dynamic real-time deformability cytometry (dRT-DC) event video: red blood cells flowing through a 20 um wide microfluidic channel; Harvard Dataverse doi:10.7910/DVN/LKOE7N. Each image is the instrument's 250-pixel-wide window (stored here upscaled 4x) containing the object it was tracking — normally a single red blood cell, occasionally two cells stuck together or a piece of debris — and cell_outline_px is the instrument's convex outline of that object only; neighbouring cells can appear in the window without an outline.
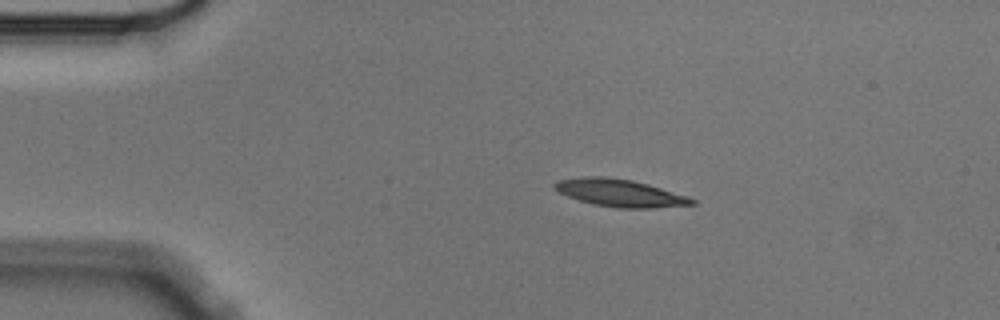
{"species": "Egyptian fruit bat (a non-hibernating species)", "species_latin": "Rousettus aegyptiacus", "temperature_condition": "cold", "stored_images_in_passage": 7, "camera_frame_rate_fps": 3000, "um_per_image_px": 0.085, "animal": {"sex": "male"}, "frame": {"image": 1, "passage_image": 1, "time_ms": 0.0, "image_size_px": [1000, 320], "cell_outline_px": [[696, 204], [656, 208], [616, 208], [592, 204], [568, 196], [560, 192], [552, 184], [556, 180], [584, 176], [604, 176], [632, 180], [648, 184], [688, 196], [696, 200]], "centroid_in_image_um": [52.71, 16.4], "position_along_channel_um": 32.3, "area_um2": 22.02}}
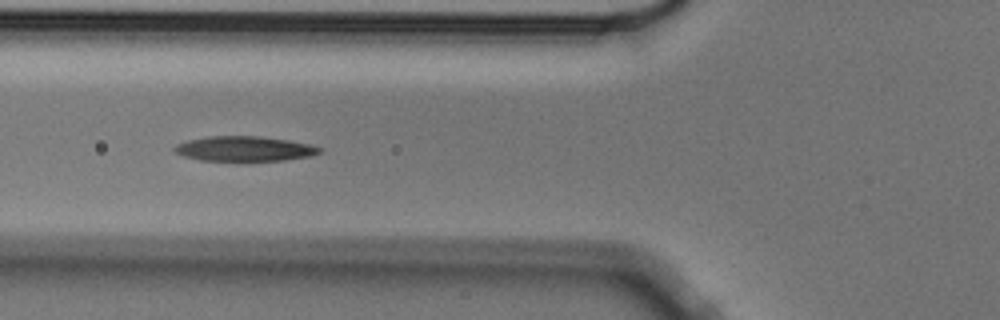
{"frame": {"image": 2, "passage_image": 4, "time_ms": 1.0, "image_size_px": [1000, 320], "cell_outline_px": [[320, 152], [308, 156], [284, 160], [200, 160], [184, 156], [176, 152], [172, 148], [176, 144], [188, 140], [208, 136], [256, 136], [288, 140], [308, 144], [320, 148]], "centroid_in_image_um": [20.71, 12.63], "position_along_channel_um": 105.1, "area_um2": 20.63}}
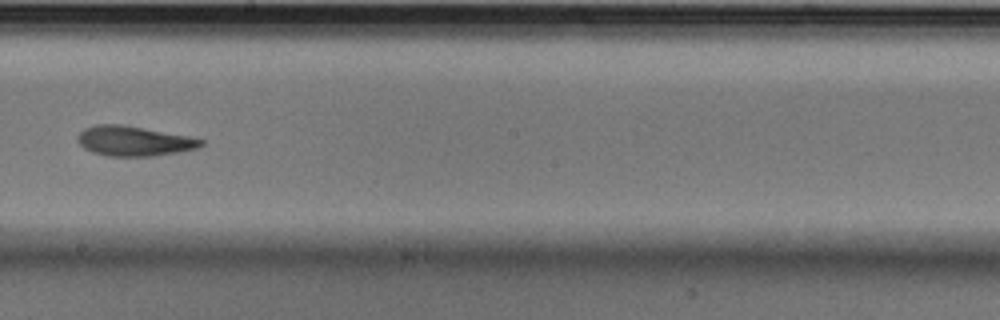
{"frame": {"image": 3, "passage_image": 7, "time_ms": 2.0, "image_size_px": [1000, 320], "cell_outline_px": [[204, 144], [196, 148], [180, 152], [152, 156], [108, 156], [92, 152], [84, 148], [76, 140], [76, 136], [84, 128], [96, 124], [124, 124], [188, 136], [204, 140]], "centroid_in_image_um": [11.35, 11.98], "position_along_channel_um": 236.8, "area_um2": 21.62}}